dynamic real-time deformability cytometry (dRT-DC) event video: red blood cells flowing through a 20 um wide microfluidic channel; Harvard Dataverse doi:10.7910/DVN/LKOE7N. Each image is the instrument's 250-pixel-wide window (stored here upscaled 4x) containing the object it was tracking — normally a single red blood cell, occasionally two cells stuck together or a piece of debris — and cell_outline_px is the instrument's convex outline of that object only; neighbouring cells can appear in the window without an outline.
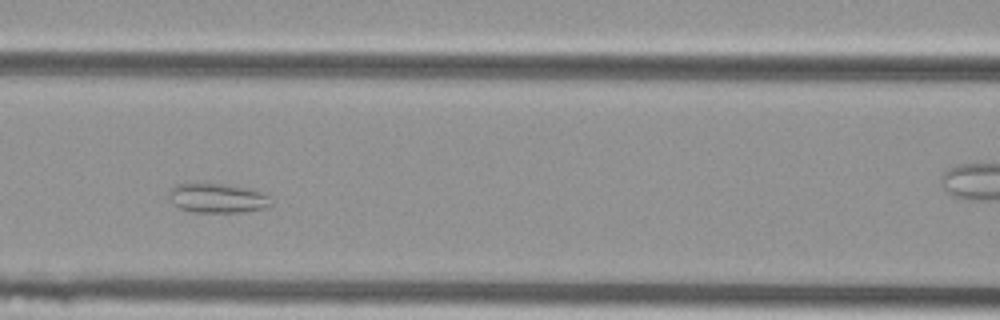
{"species": "Egyptian fruit bat (a non-hibernating species)", "species_latin": "Rousettus aegyptiacus", "temperature_condition": "cold", "stored_images_in_passage": 46, "camera_frame_rate_fps": 3000, "um_per_image_px": 0.085, "animal": {"sex": "female"}, "frame": {"image": 1, "passage_image": 14, "time_ms": 4.333, "image_size_px": [1000, 320], "cell_outline_px": [[272, 204], [264, 208], [244, 212], [196, 212], [180, 208], [172, 204], [168, 196], [168, 192], [176, 184], [224, 184], [264, 192], [268, 196]], "centroid_in_image_um": [18.47, 16.85], "position_along_channel_um": 148.1, "area_um2": 17.34}}
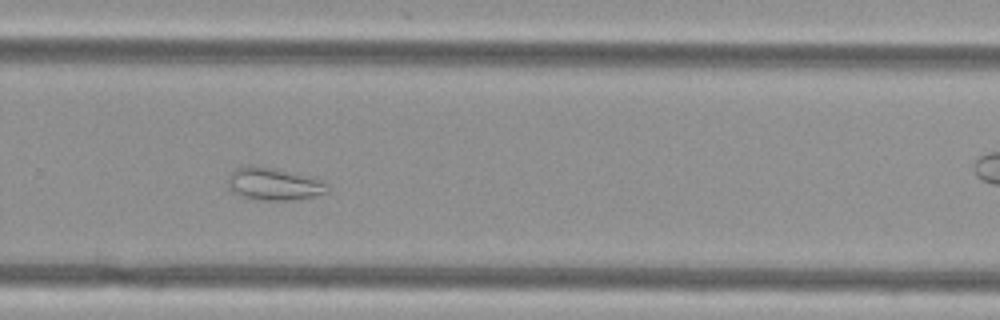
{"frame": {"image": 2, "passage_image": 27, "time_ms": 8.667, "image_size_px": [1000, 320], "cell_outline_px": [[332, 188], [328, 192], [312, 196], [292, 200], [260, 200], [240, 196], [228, 184], [228, 180], [232, 172], [236, 168], [248, 164], [252, 164], [272, 168], [308, 176], [324, 180]], "centroid_in_image_um": [23.33, 15.63], "position_along_channel_um": 306.5, "area_um2": 18.79}, "authors_computed_cell_mechanics": {"area_um2": 23.698, "velocity_mm_per_s": 3.6651, "shape_relaxation_time_tau1_ms": null, "shape_relaxation_time_tau2_ms": 1.3378, "deformation_change_tau1": null, "deformation_change_tau2": 0.0693}}